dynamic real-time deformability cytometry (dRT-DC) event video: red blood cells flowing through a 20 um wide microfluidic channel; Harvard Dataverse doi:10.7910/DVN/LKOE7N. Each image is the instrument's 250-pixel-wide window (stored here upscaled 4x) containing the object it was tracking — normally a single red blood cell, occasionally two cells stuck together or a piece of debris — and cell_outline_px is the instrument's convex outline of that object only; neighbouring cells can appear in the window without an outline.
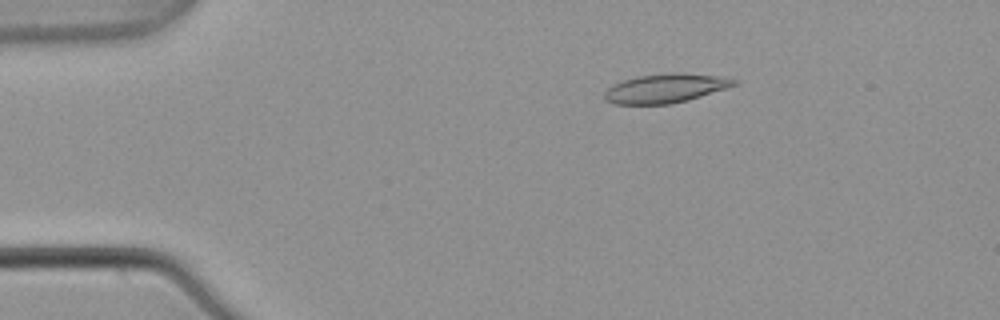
{"species": "common noctule bat (a hibernating species)", "species_latin": "Nyctalus noctula", "temperature_condition": "warm", "stored_images_in_passage": 7, "camera_frame_rate_fps": 3000, "um_per_image_px": 0.085, "animal": {"sex": "male", "body_mass_g": 21.5, "forearm_length_mm": 52.0}, "frame": {"image": 1, "passage_image": 2, "time_ms": 0.333, "image_size_px": [1000, 320], "cell_outline_px": [[740, 80], [736, 84], [688, 100], [668, 104], [616, 104], [604, 100], [604, 92], [612, 84], [636, 76], [672, 72], [680, 72], [724, 76]], "centroid_in_image_um": [56.55, 7.49], "position_along_channel_um": 28.4, "area_um2": 22.02}}
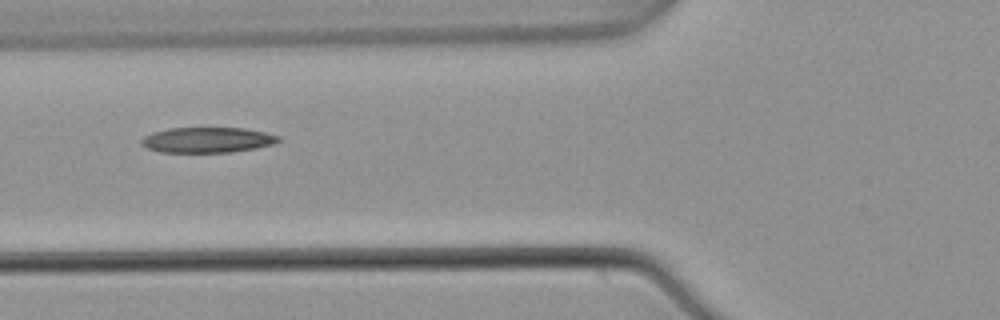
{"frame": {"image": 2, "passage_image": 5, "time_ms": 1.333, "image_size_px": [1000, 320], "cell_outline_px": [[280, 140], [272, 144], [256, 148], [232, 152], [160, 152], [148, 148], [140, 144], [140, 140], [144, 136], [152, 132], [168, 128], [244, 128], [264, 132], [280, 136]], "centroid_in_image_um": [17.6, 11.89], "position_along_channel_um": 108.2, "area_um2": 20.29}}
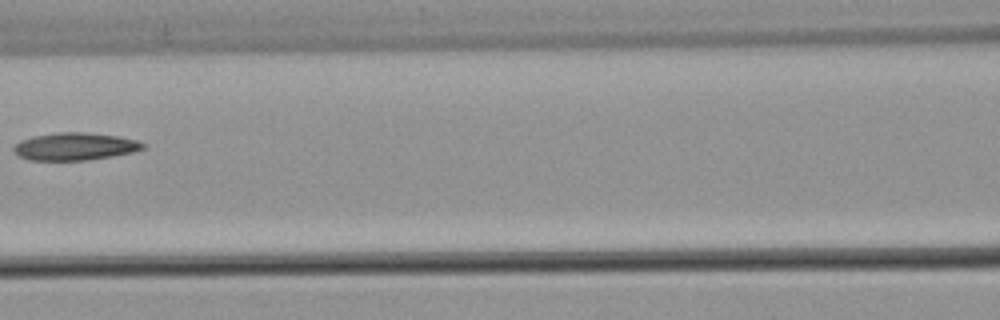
{"frame": {"image": 3, "passage_image": 6, "time_ms": 1.667, "image_size_px": [1000, 320], "cell_outline_px": [[144, 148], [132, 152], [112, 156], [88, 160], [28, 160], [20, 156], [12, 148], [20, 140], [32, 136], [60, 132], [84, 132], [120, 136], [136, 140], [144, 144]], "centroid_in_image_um": [6.36, 12.44], "position_along_channel_um": 160.2, "area_um2": 20.63}}